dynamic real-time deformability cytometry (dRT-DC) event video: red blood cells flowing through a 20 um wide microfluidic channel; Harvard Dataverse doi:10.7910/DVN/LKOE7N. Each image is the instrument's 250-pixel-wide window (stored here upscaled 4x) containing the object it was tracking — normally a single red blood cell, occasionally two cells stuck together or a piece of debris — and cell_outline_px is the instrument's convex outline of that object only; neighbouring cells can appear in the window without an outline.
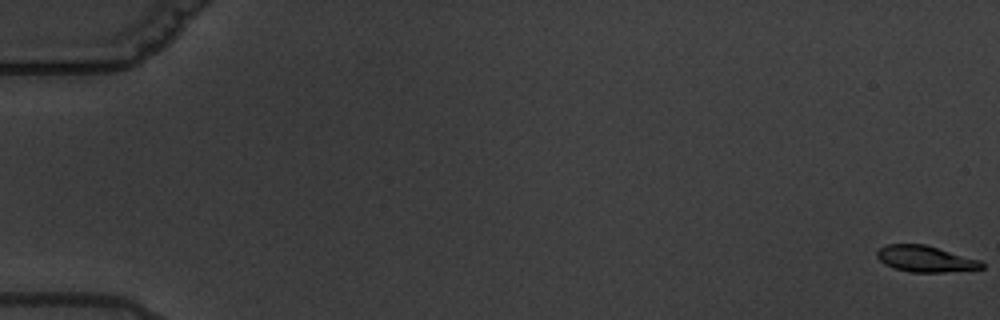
{"species": "common noctule bat (a hibernating species)", "species_latin": "Nyctalus noctula", "temperature_condition": "warm", "stored_images_in_passage": 6, "camera_frame_rate_fps": 3000, "um_per_image_px": 0.085, "animal": {"sex": "male", "body_mass_g": 19.5, "forearm_length_mm": 54.6}, "frame": {"image": 1, "passage_image": 1, "time_ms": 0.0, "image_size_px": [1000, 320], "cell_outline_px": [[984, 268], [944, 272], [908, 272], [884, 264], [876, 256], [876, 252], [884, 244], [924, 244], [980, 260], [984, 264]], "centroid_in_image_um": [78.63, 22.0], "position_along_channel_um": 6.4, "area_um2": 15.9}}